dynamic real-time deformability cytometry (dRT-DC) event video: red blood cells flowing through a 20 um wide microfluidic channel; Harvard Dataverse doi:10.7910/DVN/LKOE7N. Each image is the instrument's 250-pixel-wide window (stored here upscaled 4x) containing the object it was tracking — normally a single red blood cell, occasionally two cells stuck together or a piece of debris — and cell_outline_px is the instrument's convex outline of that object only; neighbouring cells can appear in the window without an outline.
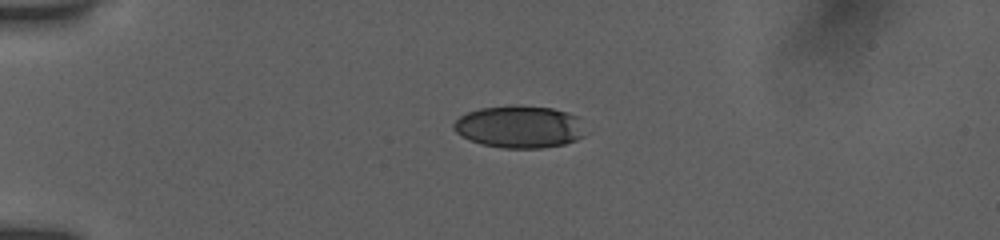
{"species": "human", "species_latin": "Homo sapiens", "temperature_condition": "room temperature", "stored_images_in_passage": 41, "camera_frame_rate_fps": 3000, "um_per_image_px": 0.085, "donor": {"sex": "female"}, "frame": {"image": 1, "passage_image": 1, "time_ms": 0.0, "image_size_px": [1000, 240], "cell_outline_px": [[588, 132], [584, 136], [576, 140], [564, 144], [540, 148], [500, 148], [480, 144], [456, 132], [452, 128], [452, 124], [460, 116], [468, 112], [480, 108], [552, 108], [568, 112], [576, 116]], "centroid_in_image_um": [44.19, 10.82], "position_along_channel_um": 40.8, "area_um2": 31.73}}
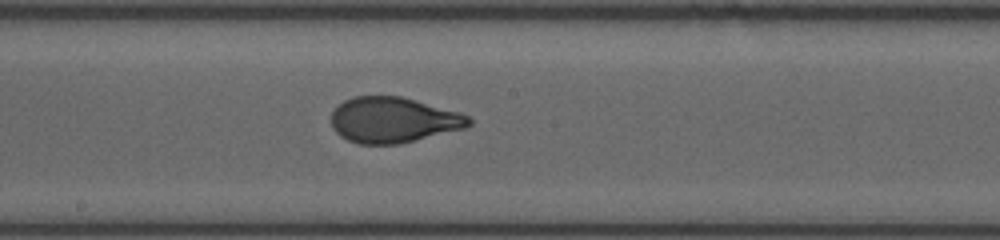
{"frame": {"image": 2, "passage_image": 18, "time_ms": 5.667, "image_size_px": [1000, 240], "cell_outline_px": [[472, 124], [464, 128], [400, 144], [360, 144], [348, 140], [340, 136], [332, 128], [332, 112], [344, 100], [352, 96], [400, 96], [416, 100], [460, 112], [468, 116], [472, 120]], "centroid_in_image_um": [33.43, 10.2], "position_along_channel_um": 214.8, "area_um2": 36.53}}
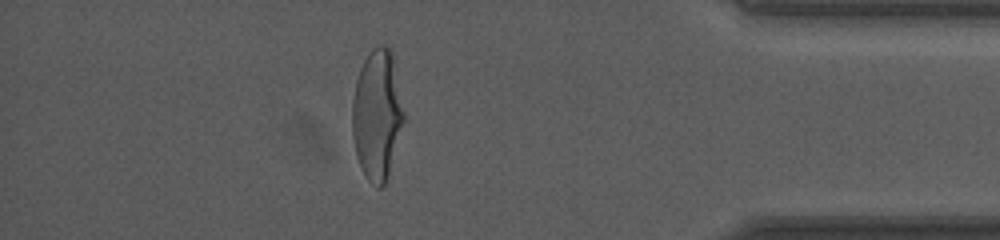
{"frame": {"image": 3, "passage_image": 35, "time_ms": 11.333, "image_size_px": [1000, 240], "cell_outline_px": [[404, 120], [388, 176], [384, 184], [380, 188], [376, 188], [368, 180], [356, 156], [352, 136], [352, 100], [356, 80], [360, 68], [368, 52], [376, 44], [384, 44], [392, 52], [404, 112]], "centroid_in_image_um": [32.04, 9.73], "position_along_channel_um": 403.2, "area_um2": 39.13}, "authors_computed_cell_mechanics": {"area_um2": 36.8186, "velocity_mm_per_s": 3.8757, "shape_relaxation_time_tau1_ms": 4.9752, "shape_relaxation_time_tau2_ms": null, "deformation_change_tau1": 0.1986, "deformation_change_tau2": null}}